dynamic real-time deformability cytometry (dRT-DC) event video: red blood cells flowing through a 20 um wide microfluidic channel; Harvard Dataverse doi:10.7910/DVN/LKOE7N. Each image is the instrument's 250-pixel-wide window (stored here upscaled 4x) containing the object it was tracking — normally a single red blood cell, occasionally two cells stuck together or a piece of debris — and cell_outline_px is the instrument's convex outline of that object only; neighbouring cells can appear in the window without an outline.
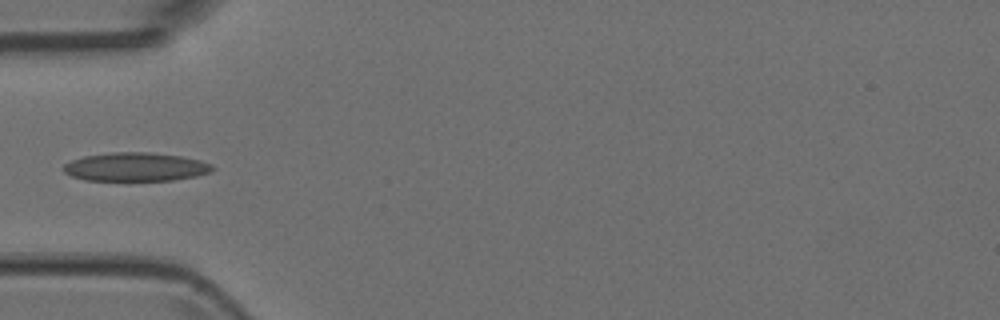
{"species": "Egyptian fruit bat (a non-hibernating species)", "species_latin": "Rousettus aegyptiacus", "temperature_condition": "room temperature", "stored_images_in_passage": 5, "camera_frame_rate_fps": 3000, "um_per_image_px": 0.085, "animal": {"sex": "female"}, "frame": {"image": 1, "passage_image": 5, "time_ms": 1.333, "image_size_px": [1000, 320], "cell_outline_px": [[216, 168], [212, 172], [196, 176], [172, 180], [84, 180], [72, 176], [64, 172], [64, 164], [72, 160], [84, 156], [112, 152], [148, 152], [180, 156], [200, 160], [212, 164]], "centroid_in_image_um": [11.56, 14.18], "position_along_channel_um": 73.4, "area_um2": 24.8}}